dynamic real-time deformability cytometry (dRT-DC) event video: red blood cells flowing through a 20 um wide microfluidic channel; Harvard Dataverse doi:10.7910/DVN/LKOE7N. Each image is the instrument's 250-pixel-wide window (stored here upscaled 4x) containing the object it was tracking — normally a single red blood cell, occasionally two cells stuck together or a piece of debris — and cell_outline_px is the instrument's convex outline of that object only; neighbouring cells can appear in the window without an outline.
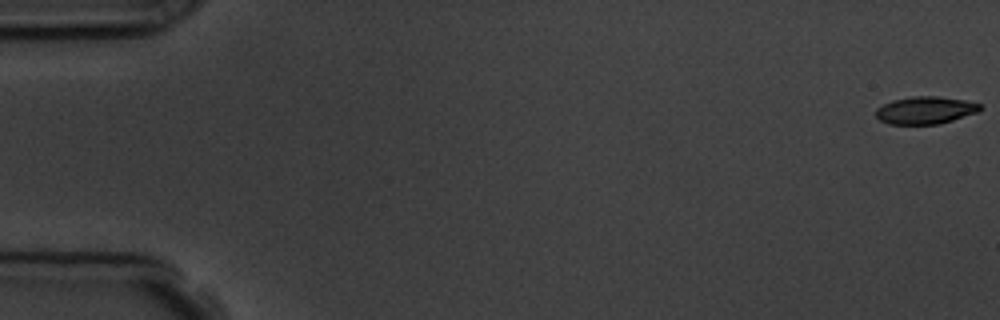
{"species": "common noctule bat (a hibernating species)", "species_latin": "Nyctalus noctula", "temperature_condition": "room temperature", "stored_images_in_passage": 4, "camera_frame_rate_fps": 3000, "um_per_image_px": 0.085, "animal": {"sex": "male", "body_mass_g": 19.5, "forearm_length_mm": 54.6}, "frame": {"image": 1, "passage_image": 1, "time_ms": 0.0, "image_size_px": [1000, 320], "cell_outline_px": [[980, 112], [940, 124], [888, 124], [880, 120], [876, 116], [876, 108], [892, 100], [912, 96], [940, 96], [964, 100], [980, 104]], "centroid_in_image_um": [78.66, 9.37], "position_along_channel_um": 6.3, "area_um2": 16.76}}
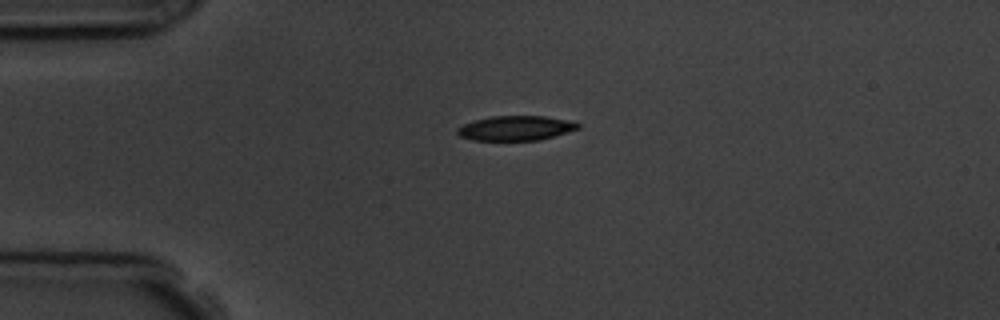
{"frame": {"image": 2, "passage_image": 4, "time_ms": 4.333, "image_size_px": [1000, 320], "cell_outline_px": [[580, 128], [540, 140], [476, 140], [460, 136], [456, 132], [456, 128], [464, 124], [476, 120], [492, 116], [544, 116], [572, 120], [580, 124]], "centroid_in_image_um": [43.87, 10.88], "position_along_channel_um": 41.1, "area_um2": 17.28}}